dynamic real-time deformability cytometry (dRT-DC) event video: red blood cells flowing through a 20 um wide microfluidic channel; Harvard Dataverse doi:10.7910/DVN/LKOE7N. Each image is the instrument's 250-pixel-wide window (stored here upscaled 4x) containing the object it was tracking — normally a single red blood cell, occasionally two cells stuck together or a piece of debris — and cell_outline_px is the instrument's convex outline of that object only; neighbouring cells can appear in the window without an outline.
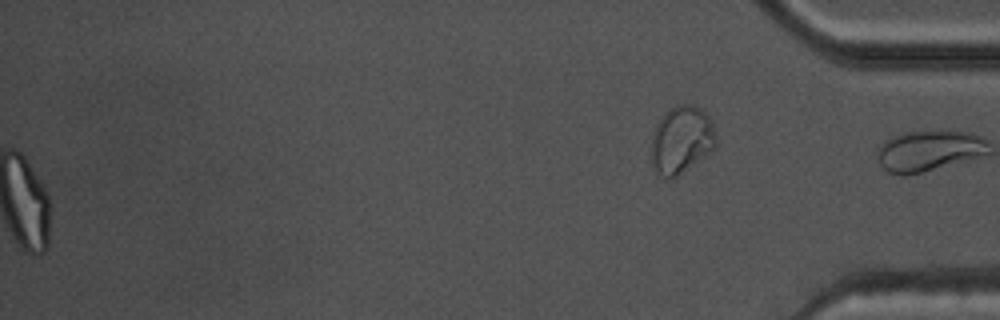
{"species": "common noctule bat (a hibernating species)", "species_latin": "Nyctalus noctula", "temperature_condition": "warm", "stored_images_in_passage": 52, "segment_of_instrument_passage": [2, 2], "camera_frame_rate_fps": 3000, "um_per_image_px": 0.085, "animal": {"sex": "male", "body_mass_g": 17.5, "forearm_length_mm": 52.3}, "frame": {"image": 1, "passage_image": 52, "time_ms": 17.0, "image_size_px": [1000, 320], "cell_outline_px": [[716, 148], [712, 152], [676, 176], [664, 176], [652, 164], [652, 136], [664, 112], [676, 104], [692, 104], [700, 108], [708, 116], [712, 124], [716, 140]], "centroid_in_image_um": [57.96, 11.84], "position_along_channel_um": 377.2, "area_um2": 24.97}}